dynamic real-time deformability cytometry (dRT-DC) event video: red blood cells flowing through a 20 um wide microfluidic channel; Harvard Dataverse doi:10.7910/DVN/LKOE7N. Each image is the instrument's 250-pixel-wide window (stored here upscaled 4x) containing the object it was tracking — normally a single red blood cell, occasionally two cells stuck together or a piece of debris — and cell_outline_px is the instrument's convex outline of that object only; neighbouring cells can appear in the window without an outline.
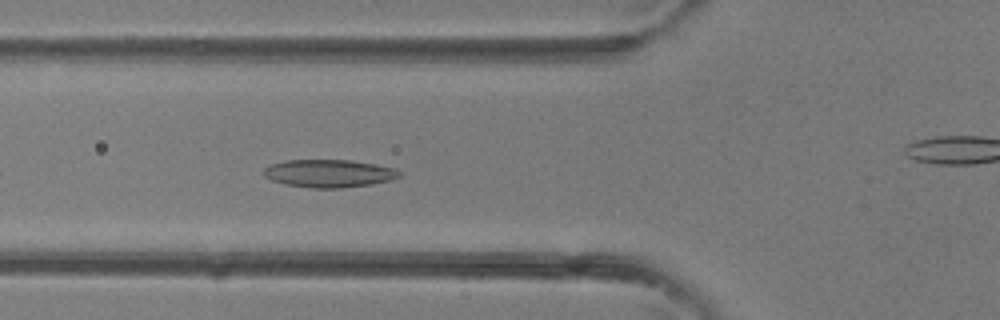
{"species": "common noctule bat (a hibernating species)", "species_latin": "Nyctalus noctula", "temperature_condition": "room temperature", "stored_images_in_passage": 32, "camera_frame_rate_fps": 3000, "um_per_image_px": 0.085, "animal": {"sex": "female"}, "frame": {"image": 1, "passage_image": 5, "time_ms": 1.333, "image_size_px": [1000, 320], "cell_outline_px": [[400, 176], [392, 180], [372, 184], [340, 188], [312, 188], [284, 184], [272, 180], [264, 176], [260, 172], [264, 168], [272, 164], [288, 160], [348, 160], [376, 164], [396, 168], [400, 172]], "centroid_in_image_um": [27.96, 14.74], "position_along_channel_um": 97.8, "area_um2": 22.08}}
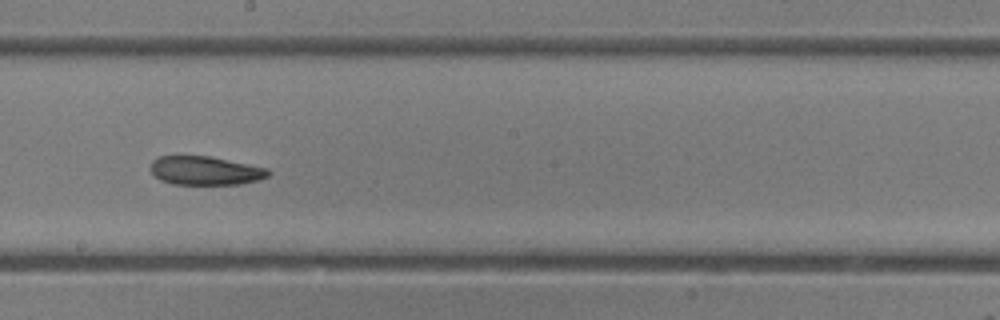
{"frame": {"image": 2, "passage_image": 13, "time_ms": 4.0, "image_size_px": [1000, 320], "cell_outline_px": [[272, 172], [268, 176], [260, 180], [240, 184], [172, 184], [160, 180], [148, 168], [152, 160], [160, 156], [208, 156], [268, 168]], "centroid_in_image_um": [17.45, 14.51], "position_along_channel_um": 230.8, "area_um2": 19.77}}
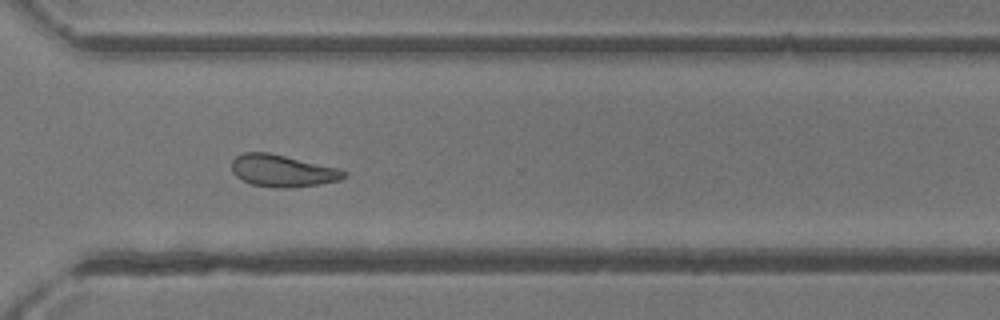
{"frame": {"image": 3, "passage_image": 20, "time_ms": 6.333, "image_size_px": [1000, 320], "cell_outline_px": [[348, 176], [340, 180], [320, 184], [288, 188], [276, 188], [252, 184], [236, 176], [232, 172], [232, 160], [236, 156], [244, 152], [268, 152], [340, 168], [348, 172]], "centroid_in_image_um": [24.05, 14.51], "position_along_channel_um": 346.5, "area_um2": 21.1}}